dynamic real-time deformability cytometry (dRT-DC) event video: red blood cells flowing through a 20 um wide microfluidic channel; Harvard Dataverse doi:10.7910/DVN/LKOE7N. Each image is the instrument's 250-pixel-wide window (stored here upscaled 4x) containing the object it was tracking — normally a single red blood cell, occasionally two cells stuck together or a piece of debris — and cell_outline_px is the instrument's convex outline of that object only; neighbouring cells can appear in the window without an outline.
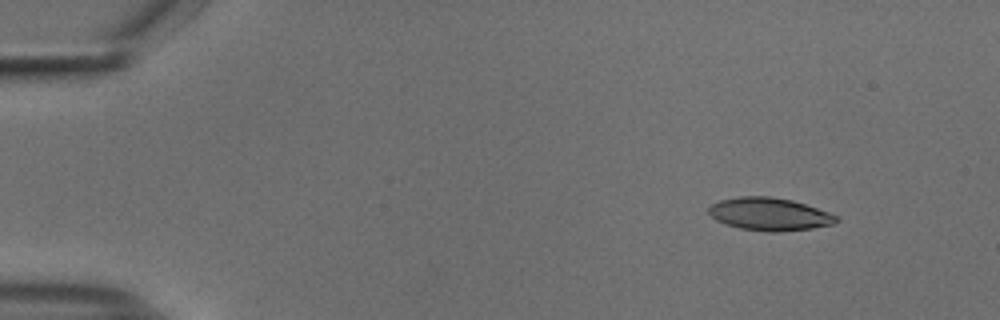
{"species": "common noctule bat (a hibernating species)", "species_latin": "Nyctalus noctula", "temperature_condition": "cold", "stored_images_in_passage": 49, "camera_frame_rate_fps": 3000, "um_per_image_px": 0.085, "animal": {"sex": "male", "body_mass_g": 18.8}, "frame": {"image": 1, "passage_image": 1, "time_ms": 0.0, "image_size_px": [1000, 320], "cell_outline_px": [[840, 220], [832, 224], [812, 228], [780, 232], [764, 232], [740, 228], [716, 220], [708, 212], [708, 208], [712, 204], [720, 200], [740, 196], [772, 196], [792, 200], [840, 216]], "centroid_in_image_um": [65.42, 18.2], "position_along_channel_um": 19.6, "area_um2": 24.39}}
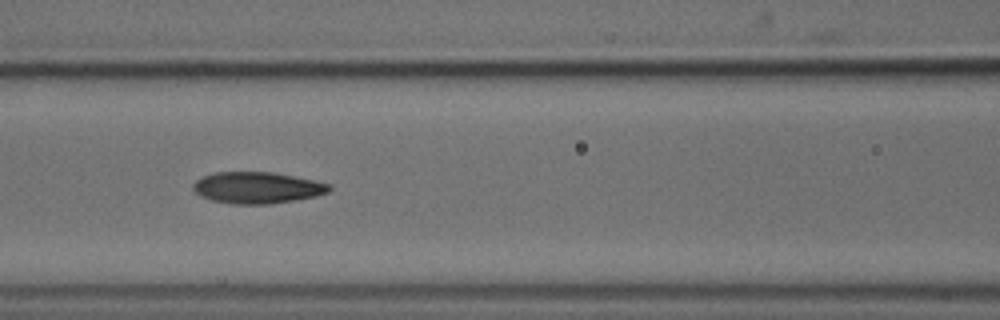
{"frame": {"image": 2, "passage_image": 19, "time_ms": 6.0, "image_size_px": [1000, 320], "cell_outline_px": [[332, 188], [328, 192], [316, 196], [296, 200], [268, 204], [232, 204], [212, 200], [200, 196], [192, 188], [192, 184], [196, 180], [212, 172], [276, 172], [316, 180], [332, 184]], "centroid_in_image_um": [21.89, 15.94], "position_along_channel_um": 144.7, "area_um2": 25.26}}
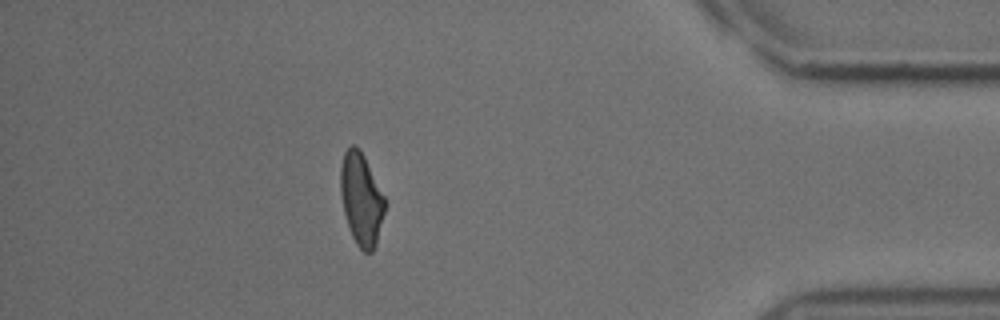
{"frame": {"image": 3, "passage_image": 43, "time_ms": 14.0, "image_size_px": [1000, 320], "cell_outline_px": [[384, 212], [376, 244], [372, 252], [364, 252], [356, 244], [352, 236], [344, 212], [340, 192], [340, 168], [344, 152], [352, 144], [356, 144], [360, 148], [384, 196]], "centroid_in_image_um": [30.69, 16.9], "position_along_channel_um": 404.5, "area_um2": 23.58}, "authors_computed_cell_mechanics": {"area_um2": 24.565, "velocity_mm_per_s": 3.7349, "shape_relaxation_time_tau1_ms": 5.5821, "shape_relaxation_time_tau2_ms": 2.7008, "deformation_change_tau1": 0.1825, "deformation_change_tau2": 0.0945}}